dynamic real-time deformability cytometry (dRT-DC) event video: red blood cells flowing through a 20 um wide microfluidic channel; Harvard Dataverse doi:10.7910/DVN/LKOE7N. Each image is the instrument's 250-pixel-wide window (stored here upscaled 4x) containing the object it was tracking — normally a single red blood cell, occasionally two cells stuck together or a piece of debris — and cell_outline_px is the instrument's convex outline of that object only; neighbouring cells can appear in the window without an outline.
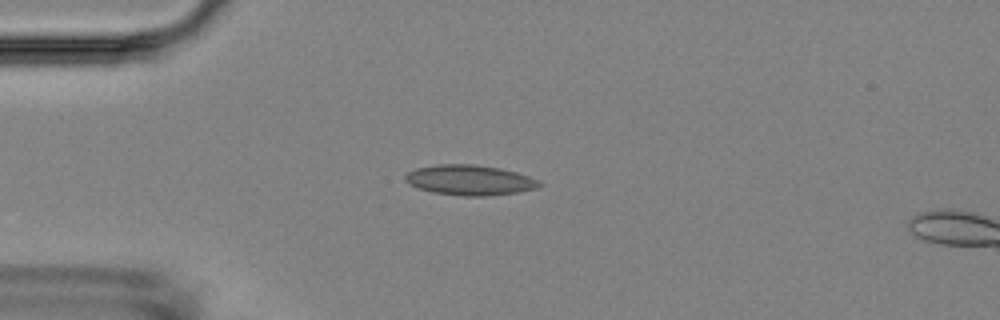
{"species": "Egyptian fruit bat (a non-hibernating species)", "species_latin": "Rousettus aegyptiacus", "temperature_condition": "room temperature", "stored_images_in_passage": 4, "camera_frame_rate_fps": 3000, "um_per_image_px": 0.085, "animal": {"sex": "female"}, "frame": {"image": 1, "passage_image": 3, "time_ms": 2.667, "image_size_px": [1000, 320], "cell_outline_px": [[544, 184], [536, 188], [516, 192], [484, 196], [464, 196], [432, 192], [408, 184], [404, 180], [404, 176], [408, 172], [416, 168], [436, 164], [472, 164], [500, 168], [516, 172], [540, 180]], "centroid_in_image_um": [39.91, 15.3], "position_along_channel_um": 45.1, "area_um2": 23.58}}